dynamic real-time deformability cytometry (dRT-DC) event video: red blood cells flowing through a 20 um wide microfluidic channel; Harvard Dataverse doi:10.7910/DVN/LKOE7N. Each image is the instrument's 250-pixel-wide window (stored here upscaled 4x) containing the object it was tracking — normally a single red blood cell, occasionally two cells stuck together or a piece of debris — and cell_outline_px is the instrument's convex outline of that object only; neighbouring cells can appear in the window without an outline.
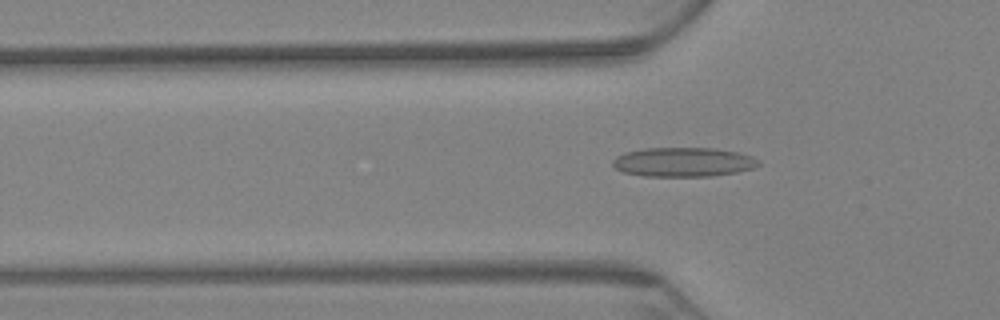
{"species": "Egyptian fruit bat (a non-hibernating species)", "species_latin": "Rousettus aegyptiacus", "temperature_condition": "warm", "stored_images_in_passage": 67, "camera_frame_rate_fps": 3000, "um_per_image_px": 0.085, "animal": {"sex": "female"}, "frame": {"image": 1, "passage_image": 22, "time_ms": 7.0, "image_size_px": [1000, 320], "cell_outline_px": [[760, 164], [752, 168], [736, 172], [712, 176], [644, 176], [624, 172], [616, 168], [612, 164], [612, 160], [616, 156], [624, 152], [644, 148], [716, 148], [736, 152], [752, 156], [760, 160]], "centroid_in_image_um": [58.07, 13.77], "position_along_channel_um": 67.7, "area_um2": 24.91}}
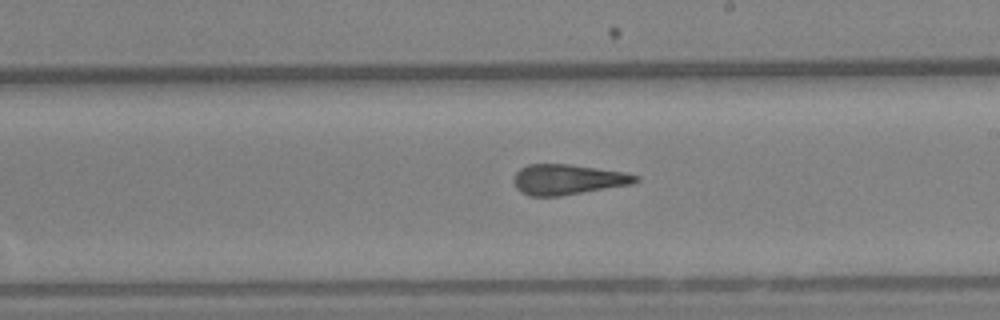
{"frame": {"image": 2, "passage_image": 39, "time_ms": 12.667, "image_size_px": [1000, 320], "cell_outline_px": [[640, 180], [632, 184], [560, 196], [528, 196], [520, 192], [516, 188], [512, 180], [516, 172], [520, 168], [528, 164], [568, 164], [624, 172], [640, 176]], "centroid_in_image_um": [48.23, 15.26], "position_along_channel_um": 240.8, "area_um2": 21.62}}
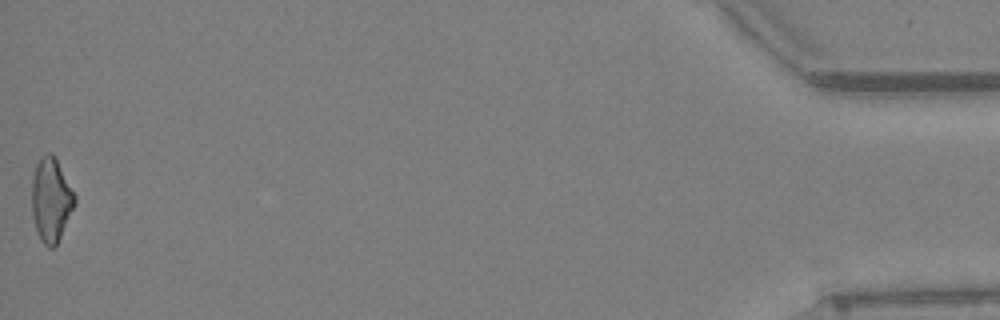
{"frame": {"image": 3, "passage_image": 67, "time_ms": 22.0, "image_size_px": [1000, 320], "cell_outline_px": [[76, 204], [56, 244], [52, 248], [48, 248], [40, 240], [32, 216], [32, 180], [36, 164], [40, 156], [48, 152], [52, 152], [76, 196]], "centroid_in_image_um": [4.33, 16.97], "position_along_channel_um": 430.9, "area_um2": 20.87}, "authors_computed_cell_mechanics": {"area_um2": 22.1952, "velocity_mm_per_s": 3.0735, "shape_relaxation_time_tau1_ms": null, "shape_relaxation_time_tau2_ms": 2.424, "deformation_change_tau1": null, "deformation_change_tau2": 0.1161}}